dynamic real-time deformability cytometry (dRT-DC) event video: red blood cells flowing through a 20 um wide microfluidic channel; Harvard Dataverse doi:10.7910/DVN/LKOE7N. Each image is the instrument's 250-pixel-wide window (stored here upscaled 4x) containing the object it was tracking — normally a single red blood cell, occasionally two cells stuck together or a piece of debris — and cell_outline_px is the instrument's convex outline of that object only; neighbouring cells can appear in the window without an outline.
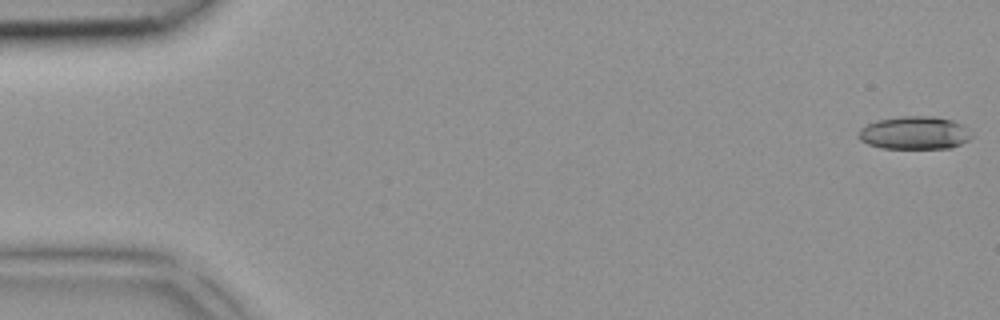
{"species": "common noctule bat (a hibernating species)", "species_latin": "Nyctalus noctula", "temperature_condition": "room temperature", "stored_images_in_passage": 43, "camera_frame_rate_fps": 3000, "um_per_image_px": 0.085, "animal": {"sex": "female", "body_mass_g": 18.4}, "frame": {"image": 1, "passage_image": 1, "time_ms": 0.0, "image_size_px": [1000, 320], "cell_outline_px": [[972, 136], [968, 140], [952, 148], [880, 148], [868, 144], [860, 140], [856, 136], [860, 128], [864, 124], [876, 120], [900, 116], [936, 116], [952, 120], [968, 128]], "centroid_in_image_um": [77.69, 11.29], "position_along_channel_um": 7.3, "area_um2": 22.02}}
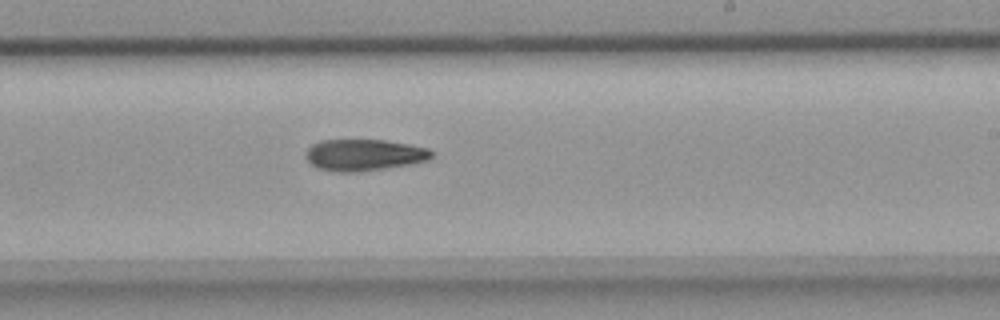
{"frame": {"image": 2, "passage_image": 26, "time_ms": 8.333, "image_size_px": [1000, 320], "cell_outline_px": [[432, 156], [428, 160], [408, 164], [384, 168], [356, 172], [340, 172], [316, 168], [304, 156], [308, 148], [312, 144], [320, 140], [384, 140], [408, 144], [428, 148], [432, 152]], "centroid_in_image_um": [30.91, 13.16], "position_along_channel_um": 258.1, "area_um2": 22.95}}
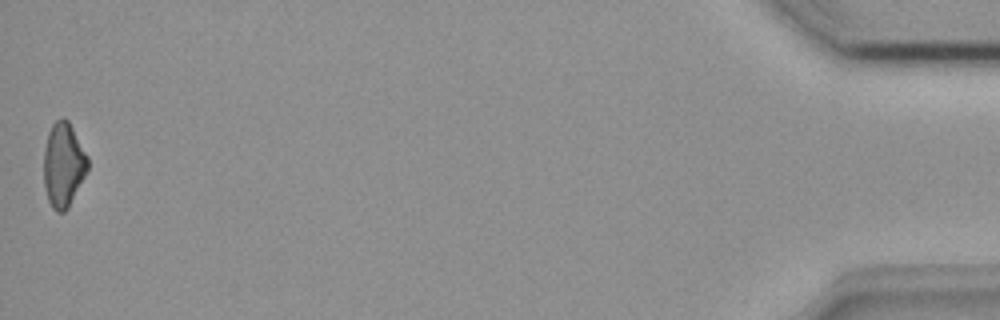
{"frame": {"image": 3, "passage_image": 43, "time_ms": 14.0, "image_size_px": [1000, 320], "cell_outline_px": [[88, 168], [68, 208], [64, 212], [56, 212], [52, 208], [48, 200], [44, 188], [44, 148], [48, 132], [52, 124], [60, 116], [64, 116], [68, 120], [88, 156]], "centroid_in_image_um": [5.37, 13.98], "position_along_channel_um": 429.8, "area_um2": 21.68}}